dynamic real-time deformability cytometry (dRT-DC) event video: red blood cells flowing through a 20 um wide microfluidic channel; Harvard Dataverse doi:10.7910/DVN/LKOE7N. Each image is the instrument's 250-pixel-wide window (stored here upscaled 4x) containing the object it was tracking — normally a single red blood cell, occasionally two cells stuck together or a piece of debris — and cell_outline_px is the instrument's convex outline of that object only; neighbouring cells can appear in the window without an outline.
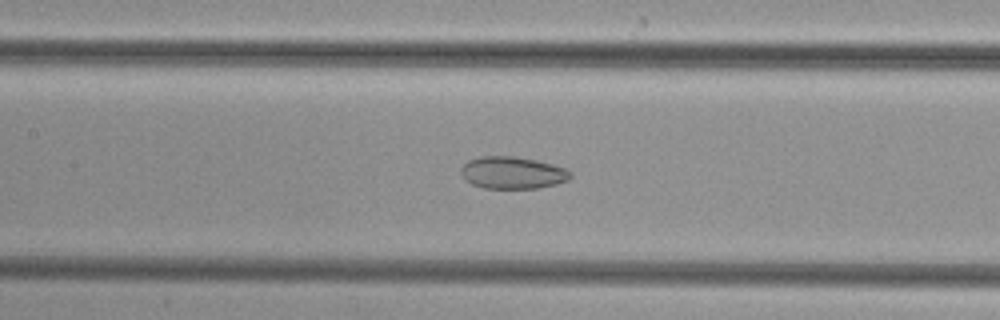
{"species": "common noctule bat (a hibernating species)", "species_latin": "Nyctalus noctula", "temperature_condition": "cold", "stored_images_in_passage": 49, "camera_frame_rate_fps": 3000, "um_per_image_px": 0.085, "animal": {"sex": "female", "body_mass_g": 29.2, "forearm_length_mm": 56.3}, "frame": {"image": 1, "passage_image": 22, "time_ms": 7.0, "image_size_px": [1000, 320], "cell_outline_px": [[572, 176], [568, 180], [556, 184], [536, 188], [484, 188], [472, 184], [464, 180], [460, 172], [460, 168], [468, 160], [480, 156], [516, 156], [536, 160], [552, 164], [564, 168], [572, 172]], "centroid_in_image_um": [43.54, 14.67], "position_along_channel_um": 163.9, "area_um2": 20.63}}
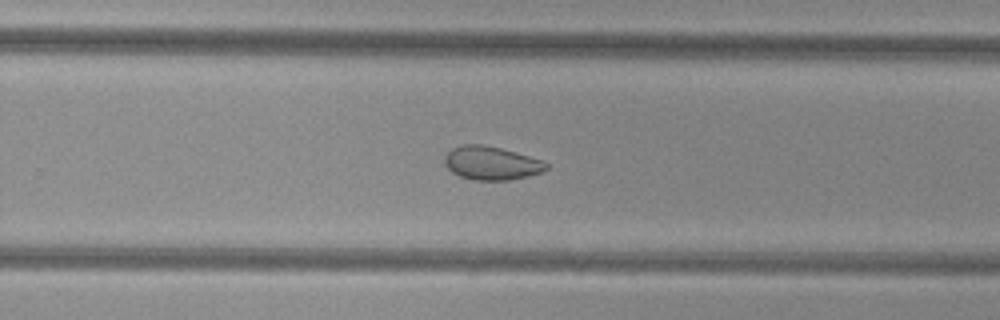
{"frame": {"image": 2, "passage_image": 31, "time_ms": 10.0, "image_size_px": [1000, 320], "cell_outline_px": [[548, 168], [540, 172], [528, 176], [508, 180], [472, 180], [460, 176], [452, 172], [444, 164], [444, 156], [452, 148], [460, 144], [484, 144], [500, 148], [528, 156], [540, 160], [548, 164]], "centroid_in_image_um": [41.71, 13.86], "position_along_channel_um": 288.1, "area_um2": 19.77}}
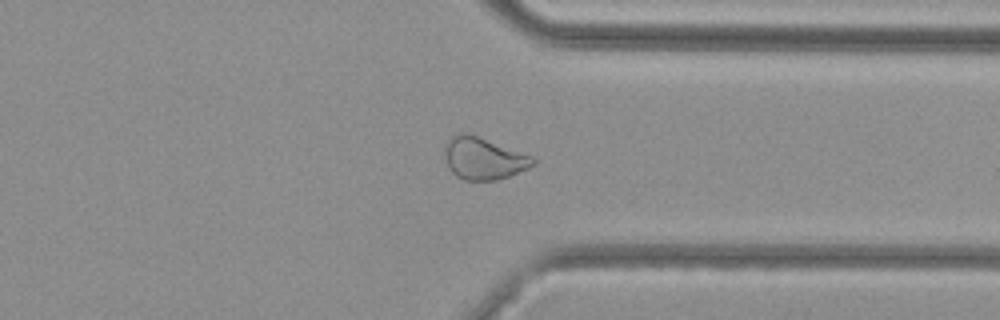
{"frame": {"image": 3, "passage_image": 37, "time_ms": 12.0, "image_size_px": [1000, 320], "cell_outline_px": [[536, 164], [528, 168], [508, 176], [496, 180], [464, 180], [456, 176], [448, 168], [444, 152], [444, 148], [448, 140], [452, 136], [468, 132], [532, 156], [536, 160]], "centroid_in_image_um": [41.09, 13.47], "position_along_channel_um": 370.3, "area_um2": 21.56}}